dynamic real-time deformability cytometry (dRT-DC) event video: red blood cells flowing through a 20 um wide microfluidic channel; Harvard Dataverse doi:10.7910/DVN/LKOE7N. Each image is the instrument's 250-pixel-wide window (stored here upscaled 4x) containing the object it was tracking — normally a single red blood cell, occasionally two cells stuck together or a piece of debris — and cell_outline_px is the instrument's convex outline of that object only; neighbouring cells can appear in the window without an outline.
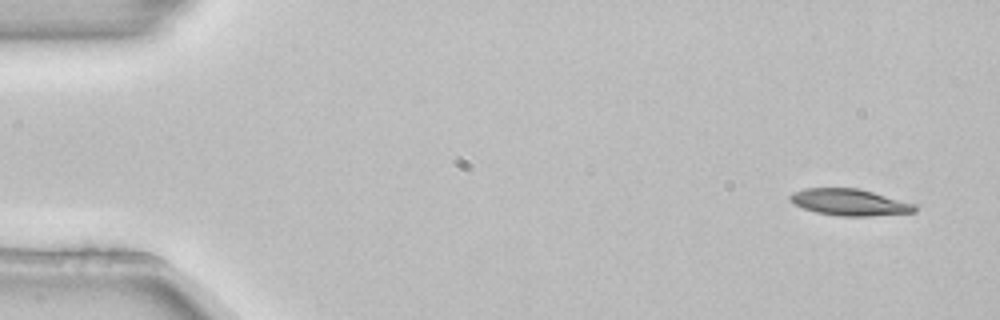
{"species": "common noctule bat (a hibernating species)", "species_latin": "Nyctalus noctula", "temperature_condition": "room temperature", "stored_images_in_passage": 5, "camera_frame_rate_fps": 3000, "um_per_image_px": 0.085, "animal": {"sex": "female", "body_mass_g": 22.7, "forearm_length_mm": 54.2}, "frame": {"image": 1, "passage_image": 1, "time_ms": 0.0, "image_size_px": [1000, 320], "cell_outline_px": [[916, 212], [872, 216], [840, 216], [816, 212], [792, 204], [788, 200], [788, 196], [792, 192], [804, 188], [856, 188], [872, 192], [916, 204]], "centroid_in_image_um": [72.17, 17.19], "position_along_channel_um": 12.8, "area_um2": 19.36}}